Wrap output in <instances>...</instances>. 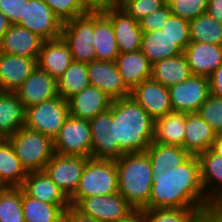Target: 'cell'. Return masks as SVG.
<instances>
[{"mask_svg":"<svg viewBox=\"0 0 222 222\" xmlns=\"http://www.w3.org/2000/svg\"><path fill=\"white\" fill-rule=\"evenodd\" d=\"M163 33L174 39L175 42L183 49L187 47L190 41L189 20L171 15L161 28Z\"/></svg>","mask_w":222,"mask_h":222,"instance_id":"42","label":"cell"},{"mask_svg":"<svg viewBox=\"0 0 222 222\" xmlns=\"http://www.w3.org/2000/svg\"><path fill=\"white\" fill-rule=\"evenodd\" d=\"M75 207L99 222H119L135 210L119 193L86 197Z\"/></svg>","mask_w":222,"mask_h":222,"instance_id":"12","label":"cell"},{"mask_svg":"<svg viewBox=\"0 0 222 222\" xmlns=\"http://www.w3.org/2000/svg\"><path fill=\"white\" fill-rule=\"evenodd\" d=\"M210 93L222 98V64L210 75Z\"/></svg>","mask_w":222,"mask_h":222,"instance_id":"47","label":"cell"},{"mask_svg":"<svg viewBox=\"0 0 222 222\" xmlns=\"http://www.w3.org/2000/svg\"><path fill=\"white\" fill-rule=\"evenodd\" d=\"M63 222H99L91 216L84 215L75 206L70 205L63 214Z\"/></svg>","mask_w":222,"mask_h":222,"instance_id":"46","label":"cell"},{"mask_svg":"<svg viewBox=\"0 0 222 222\" xmlns=\"http://www.w3.org/2000/svg\"><path fill=\"white\" fill-rule=\"evenodd\" d=\"M62 23L84 15L91 9L82 0H44Z\"/></svg>","mask_w":222,"mask_h":222,"instance_id":"39","label":"cell"},{"mask_svg":"<svg viewBox=\"0 0 222 222\" xmlns=\"http://www.w3.org/2000/svg\"><path fill=\"white\" fill-rule=\"evenodd\" d=\"M192 75L185 54L157 61L151 67V79L164 87L176 85Z\"/></svg>","mask_w":222,"mask_h":222,"instance_id":"30","label":"cell"},{"mask_svg":"<svg viewBox=\"0 0 222 222\" xmlns=\"http://www.w3.org/2000/svg\"><path fill=\"white\" fill-rule=\"evenodd\" d=\"M21 189L39 201L54 205H70V200L44 171L28 173Z\"/></svg>","mask_w":222,"mask_h":222,"instance_id":"25","label":"cell"},{"mask_svg":"<svg viewBox=\"0 0 222 222\" xmlns=\"http://www.w3.org/2000/svg\"><path fill=\"white\" fill-rule=\"evenodd\" d=\"M7 139L27 173L44 171L54 154L53 140L49 136L25 126Z\"/></svg>","mask_w":222,"mask_h":222,"instance_id":"5","label":"cell"},{"mask_svg":"<svg viewBox=\"0 0 222 222\" xmlns=\"http://www.w3.org/2000/svg\"><path fill=\"white\" fill-rule=\"evenodd\" d=\"M69 114L85 120H91L110 108L112 100L100 89L89 85L68 100Z\"/></svg>","mask_w":222,"mask_h":222,"instance_id":"23","label":"cell"},{"mask_svg":"<svg viewBox=\"0 0 222 222\" xmlns=\"http://www.w3.org/2000/svg\"><path fill=\"white\" fill-rule=\"evenodd\" d=\"M129 1L131 0H109V5L122 8Z\"/></svg>","mask_w":222,"mask_h":222,"instance_id":"54","label":"cell"},{"mask_svg":"<svg viewBox=\"0 0 222 222\" xmlns=\"http://www.w3.org/2000/svg\"><path fill=\"white\" fill-rule=\"evenodd\" d=\"M114 143L125 153L145 152L154 139V119L132 96L112 101Z\"/></svg>","mask_w":222,"mask_h":222,"instance_id":"2","label":"cell"},{"mask_svg":"<svg viewBox=\"0 0 222 222\" xmlns=\"http://www.w3.org/2000/svg\"><path fill=\"white\" fill-rule=\"evenodd\" d=\"M173 15L192 20L207 12L208 0H166Z\"/></svg>","mask_w":222,"mask_h":222,"instance_id":"41","label":"cell"},{"mask_svg":"<svg viewBox=\"0 0 222 222\" xmlns=\"http://www.w3.org/2000/svg\"><path fill=\"white\" fill-rule=\"evenodd\" d=\"M0 11L10 24H18L24 16L25 0H0Z\"/></svg>","mask_w":222,"mask_h":222,"instance_id":"45","label":"cell"},{"mask_svg":"<svg viewBox=\"0 0 222 222\" xmlns=\"http://www.w3.org/2000/svg\"><path fill=\"white\" fill-rule=\"evenodd\" d=\"M44 41L61 37L63 23L44 0H25L22 20L17 24Z\"/></svg>","mask_w":222,"mask_h":222,"instance_id":"11","label":"cell"},{"mask_svg":"<svg viewBox=\"0 0 222 222\" xmlns=\"http://www.w3.org/2000/svg\"><path fill=\"white\" fill-rule=\"evenodd\" d=\"M37 59L0 52V92L15 93L36 68Z\"/></svg>","mask_w":222,"mask_h":222,"instance_id":"18","label":"cell"},{"mask_svg":"<svg viewBox=\"0 0 222 222\" xmlns=\"http://www.w3.org/2000/svg\"><path fill=\"white\" fill-rule=\"evenodd\" d=\"M91 10H102L109 5V0H82Z\"/></svg>","mask_w":222,"mask_h":222,"instance_id":"51","label":"cell"},{"mask_svg":"<svg viewBox=\"0 0 222 222\" xmlns=\"http://www.w3.org/2000/svg\"><path fill=\"white\" fill-rule=\"evenodd\" d=\"M192 75H210L222 64V46L191 41L184 50Z\"/></svg>","mask_w":222,"mask_h":222,"instance_id":"21","label":"cell"},{"mask_svg":"<svg viewBox=\"0 0 222 222\" xmlns=\"http://www.w3.org/2000/svg\"><path fill=\"white\" fill-rule=\"evenodd\" d=\"M186 113L172 112L154 120V143L183 147Z\"/></svg>","mask_w":222,"mask_h":222,"instance_id":"31","label":"cell"},{"mask_svg":"<svg viewBox=\"0 0 222 222\" xmlns=\"http://www.w3.org/2000/svg\"><path fill=\"white\" fill-rule=\"evenodd\" d=\"M165 4L166 0H131L122 9L139 22L145 16L159 10Z\"/></svg>","mask_w":222,"mask_h":222,"instance_id":"43","label":"cell"},{"mask_svg":"<svg viewBox=\"0 0 222 222\" xmlns=\"http://www.w3.org/2000/svg\"><path fill=\"white\" fill-rule=\"evenodd\" d=\"M101 11L111 20L119 52L139 51L142 40L139 22L120 7L107 5Z\"/></svg>","mask_w":222,"mask_h":222,"instance_id":"13","label":"cell"},{"mask_svg":"<svg viewBox=\"0 0 222 222\" xmlns=\"http://www.w3.org/2000/svg\"><path fill=\"white\" fill-rule=\"evenodd\" d=\"M118 193L135 209L148 204L153 183L151 162L145 152L125 153L115 159Z\"/></svg>","mask_w":222,"mask_h":222,"instance_id":"3","label":"cell"},{"mask_svg":"<svg viewBox=\"0 0 222 222\" xmlns=\"http://www.w3.org/2000/svg\"><path fill=\"white\" fill-rule=\"evenodd\" d=\"M68 115V101L57 96L26 108L24 126L49 136L53 140Z\"/></svg>","mask_w":222,"mask_h":222,"instance_id":"6","label":"cell"},{"mask_svg":"<svg viewBox=\"0 0 222 222\" xmlns=\"http://www.w3.org/2000/svg\"><path fill=\"white\" fill-rule=\"evenodd\" d=\"M172 12L169 5L166 3L159 10L145 16L139 21L140 28L143 32H151L161 29L165 22L170 18Z\"/></svg>","mask_w":222,"mask_h":222,"instance_id":"44","label":"cell"},{"mask_svg":"<svg viewBox=\"0 0 222 222\" xmlns=\"http://www.w3.org/2000/svg\"><path fill=\"white\" fill-rule=\"evenodd\" d=\"M94 47L96 60L115 61L120 54L111 20L101 11L94 10Z\"/></svg>","mask_w":222,"mask_h":222,"instance_id":"26","label":"cell"},{"mask_svg":"<svg viewBox=\"0 0 222 222\" xmlns=\"http://www.w3.org/2000/svg\"><path fill=\"white\" fill-rule=\"evenodd\" d=\"M147 222H202L204 209H143Z\"/></svg>","mask_w":222,"mask_h":222,"instance_id":"38","label":"cell"},{"mask_svg":"<svg viewBox=\"0 0 222 222\" xmlns=\"http://www.w3.org/2000/svg\"><path fill=\"white\" fill-rule=\"evenodd\" d=\"M89 158L54 153L44 172L70 199L76 192L82 171Z\"/></svg>","mask_w":222,"mask_h":222,"instance_id":"9","label":"cell"},{"mask_svg":"<svg viewBox=\"0 0 222 222\" xmlns=\"http://www.w3.org/2000/svg\"><path fill=\"white\" fill-rule=\"evenodd\" d=\"M115 63L123 82L130 90L151 77L152 64L140 50L120 53Z\"/></svg>","mask_w":222,"mask_h":222,"instance_id":"27","label":"cell"},{"mask_svg":"<svg viewBox=\"0 0 222 222\" xmlns=\"http://www.w3.org/2000/svg\"><path fill=\"white\" fill-rule=\"evenodd\" d=\"M152 172L149 204L144 209L179 208L207 211L212 206L202 188L198 156L191 155L177 167Z\"/></svg>","mask_w":222,"mask_h":222,"instance_id":"1","label":"cell"},{"mask_svg":"<svg viewBox=\"0 0 222 222\" xmlns=\"http://www.w3.org/2000/svg\"><path fill=\"white\" fill-rule=\"evenodd\" d=\"M70 205H54L28 196L22 190V209L25 222H63L64 211Z\"/></svg>","mask_w":222,"mask_h":222,"instance_id":"33","label":"cell"},{"mask_svg":"<svg viewBox=\"0 0 222 222\" xmlns=\"http://www.w3.org/2000/svg\"><path fill=\"white\" fill-rule=\"evenodd\" d=\"M10 25L7 17L0 11V41Z\"/></svg>","mask_w":222,"mask_h":222,"instance_id":"53","label":"cell"},{"mask_svg":"<svg viewBox=\"0 0 222 222\" xmlns=\"http://www.w3.org/2000/svg\"><path fill=\"white\" fill-rule=\"evenodd\" d=\"M0 222H25L21 187H0Z\"/></svg>","mask_w":222,"mask_h":222,"instance_id":"37","label":"cell"},{"mask_svg":"<svg viewBox=\"0 0 222 222\" xmlns=\"http://www.w3.org/2000/svg\"><path fill=\"white\" fill-rule=\"evenodd\" d=\"M26 108L15 93L0 92V136L9 138L25 125Z\"/></svg>","mask_w":222,"mask_h":222,"instance_id":"29","label":"cell"},{"mask_svg":"<svg viewBox=\"0 0 222 222\" xmlns=\"http://www.w3.org/2000/svg\"><path fill=\"white\" fill-rule=\"evenodd\" d=\"M130 96H132L154 120L173 112L168 88L151 78L135 86L131 90Z\"/></svg>","mask_w":222,"mask_h":222,"instance_id":"16","label":"cell"},{"mask_svg":"<svg viewBox=\"0 0 222 222\" xmlns=\"http://www.w3.org/2000/svg\"><path fill=\"white\" fill-rule=\"evenodd\" d=\"M43 39L17 24H11L0 41V52L27 58H38Z\"/></svg>","mask_w":222,"mask_h":222,"instance_id":"19","label":"cell"},{"mask_svg":"<svg viewBox=\"0 0 222 222\" xmlns=\"http://www.w3.org/2000/svg\"><path fill=\"white\" fill-rule=\"evenodd\" d=\"M217 133L202 119L198 112L186 113L185 137L183 148L198 156L211 149Z\"/></svg>","mask_w":222,"mask_h":222,"instance_id":"24","label":"cell"},{"mask_svg":"<svg viewBox=\"0 0 222 222\" xmlns=\"http://www.w3.org/2000/svg\"><path fill=\"white\" fill-rule=\"evenodd\" d=\"M91 128V158L117 159L124 153L114 143L112 102L110 108L89 120Z\"/></svg>","mask_w":222,"mask_h":222,"instance_id":"14","label":"cell"},{"mask_svg":"<svg viewBox=\"0 0 222 222\" xmlns=\"http://www.w3.org/2000/svg\"><path fill=\"white\" fill-rule=\"evenodd\" d=\"M93 32L94 10L63 23L61 36L70 48L73 61L89 63L96 60Z\"/></svg>","mask_w":222,"mask_h":222,"instance_id":"7","label":"cell"},{"mask_svg":"<svg viewBox=\"0 0 222 222\" xmlns=\"http://www.w3.org/2000/svg\"><path fill=\"white\" fill-rule=\"evenodd\" d=\"M90 85L87 63L73 61L57 79L58 96L68 100Z\"/></svg>","mask_w":222,"mask_h":222,"instance_id":"34","label":"cell"},{"mask_svg":"<svg viewBox=\"0 0 222 222\" xmlns=\"http://www.w3.org/2000/svg\"><path fill=\"white\" fill-rule=\"evenodd\" d=\"M27 172L7 138L0 140V187H21Z\"/></svg>","mask_w":222,"mask_h":222,"instance_id":"32","label":"cell"},{"mask_svg":"<svg viewBox=\"0 0 222 222\" xmlns=\"http://www.w3.org/2000/svg\"><path fill=\"white\" fill-rule=\"evenodd\" d=\"M140 51L151 64L184 53L175 40L164 34L161 29L142 33Z\"/></svg>","mask_w":222,"mask_h":222,"instance_id":"28","label":"cell"},{"mask_svg":"<svg viewBox=\"0 0 222 222\" xmlns=\"http://www.w3.org/2000/svg\"><path fill=\"white\" fill-rule=\"evenodd\" d=\"M211 150L222 158V135L217 134L213 141Z\"/></svg>","mask_w":222,"mask_h":222,"instance_id":"52","label":"cell"},{"mask_svg":"<svg viewBox=\"0 0 222 222\" xmlns=\"http://www.w3.org/2000/svg\"><path fill=\"white\" fill-rule=\"evenodd\" d=\"M90 84L103 91L112 101L131 95L115 61L93 60L87 63Z\"/></svg>","mask_w":222,"mask_h":222,"instance_id":"15","label":"cell"},{"mask_svg":"<svg viewBox=\"0 0 222 222\" xmlns=\"http://www.w3.org/2000/svg\"><path fill=\"white\" fill-rule=\"evenodd\" d=\"M54 153L91 158V128L89 120L68 115L58 135L53 139Z\"/></svg>","mask_w":222,"mask_h":222,"instance_id":"8","label":"cell"},{"mask_svg":"<svg viewBox=\"0 0 222 222\" xmlns=\"http://www.w3.org/2000/svg\"><path fill=\"white\" fill-rule=\"evenodd\" d=\"M207 13L222 23V0H208Z\"/></svg>","mask_w":222,"mask_h":222,"instance_id":"49","label":"cell"},{"mask_svg":"<svg viewBox=\"0 0 222 222\" xmlns=\"http://www.w3.org/2000/svg\"><path fill=\"white\" fill-rule=\"evenodd\" d=\"M145 153L151 162L152 170H163L177 167L191 155L183 148L152 142Z\"/></svg>","mask_w":222,"mask_h":222,"instance_id":"35","label":"cell"},{"mask_svg":"<svg viewBox=\"0 0 222 222\" xmlns=\"http://www.w3.org/2000/svg\"><path fill=\"white\" fill-rule=\"evenodd\" d=\"M198 159L206 199L212 205H222V158L209 149L200 153Z\"/></svg>","mask_w":222,"mask_h":222,"instance_id":"22","label":"cell"},{"mask_svg":"<svg viewBox=\"0 0 222 222\" xmlns=\"http://www.w3.org/2000/svg\"><path fill=\"white\" fill-rule=\"evenodd\" d=\"M190 41L222 46V23L207 12L189 21Z\"/></svg>","mask_w":222,"mask_h":222,"instance_id":"36","label":"cell"},{"mask_svg":"<svg viewBox=\"0 0 222 222\" xmlns=\"http://www.w3.org/2000/svg\"><path fill=\"white\" fill-rule=\"evenodd\" d=\"M198 114L217 134L222 135V98L210 95L201 104Z\"/></svg>","mask_w":222,"mask_h":222,"instance_id":"40","label":"cell"},{"mask_svg":"<svg viewBox=\"0 0 222 222\" xmlns=\"http://www.w3.org/2000/svg\"><path fill=\"white\" fill-rule=\"evenodd\" d=\"M173 112H198L201 104L211 95L209 78L191 75L187 80L168 88Z\"/></svg>","mask_w":222,"mask_h":222,"instance_id":"10","label":"cell"},{"mask_svg":"<svg viewBox=\"0 0 222 222\" xmlns=\"http://www.w3.org/2000/svg\"><path fill=\"white\" fill-rule=\"evenodd\" d=\"M118 193V173L113 159L89 158L84 166L78 188L69 199L76 206L83 198Z\"/></svg>","mask_w":222,"mask_h":222,"instance_id":"4","label":"cell"},{"mask_svg":"<svg viewBox=\"0 0 222 222\" xmlns=\"http://www.w3.org/2000/svg\"><path fill=\"white\" fill-rule=\"evenodd\" d=\"M202 222H222V205H212L203 215Z\"/></svg>","mask_w":222,"mask_h":222,"instance_id":"48","label":"cell"},{"mask_svg":"<svg viewBox=\"0 0 222 222\" xmlns=\"http://www.w3.org/2000/svg\"><path fill=\"white\" fill-rule=\"evenodd\" d=\"M25 108L58 96L57 80L38 66L16 90Z\"/></svg>","mask_w":222,"mask_h":222,"instance_id":"17","label":"cell"},{"mask_svg":"<svg viewBox=\"0 0 222 222\" xmlns=\"http://www.w3.org/2000/svg\"><path fill=\"white\" fill-rule=\"evenodd\" d=\"M119 222H147L144 210H134Z\"/></svg>","mask_w":222,"mask_h":222,"instance_id":"50","label":"cell"},{"mask_svg":"<svg viewBox=\"0 0 222 222\" xmlns=\"http://www.w3.org/2000/svg\"><path fill=\"white\" fill-rule=\"evenodd\" d=\"M73 62L72 53L63 37L43 41L37 66L56 80Z\"/></svg>","mask_w":222,"mask_h":222,"instance_id":"20","label":"cell"}]
</instances>
